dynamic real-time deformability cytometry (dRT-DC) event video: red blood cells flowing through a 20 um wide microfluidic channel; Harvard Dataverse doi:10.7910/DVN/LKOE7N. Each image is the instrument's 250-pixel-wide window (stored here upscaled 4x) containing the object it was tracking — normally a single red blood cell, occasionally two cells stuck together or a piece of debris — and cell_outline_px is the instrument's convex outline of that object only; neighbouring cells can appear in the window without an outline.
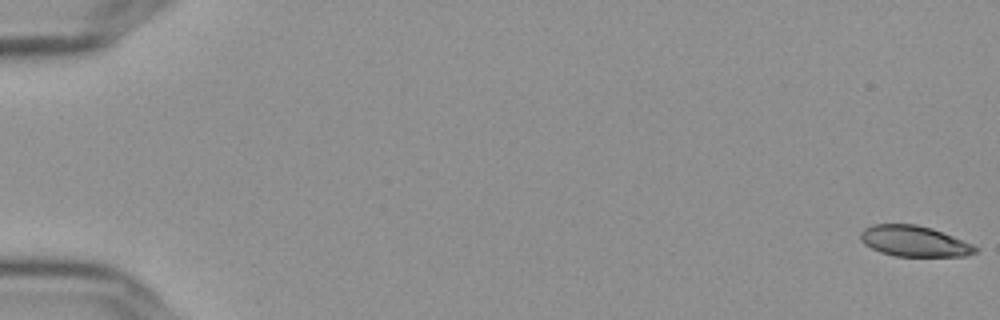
{"species": "Egyptian fruit bat (a non-hibernating species)", "species_latin": "Rousettus aegyptiacus", "temperature_condition": "cold", "stored_images_in_passage": 57, "camera_frame_rate_fps": 3000, "um_per_image_px": 0.085, "frame": {"image": 1, "passage_image": 1, "time_ms": 0.0, "image_size_px": [1000, 320], "cell_outline_px": [[976, 252], [964, 256], [896, 256], [880, 252], [864, 244], [860, 240], [860, 232], [864, 228], [872, 224], [916, 224], [932, 228], [972, 244], [976, 248]], "centroid_in_image_um": [77.65, 20.49], "position_along_channel_um": 7.3, "area_um2": 20.46}}
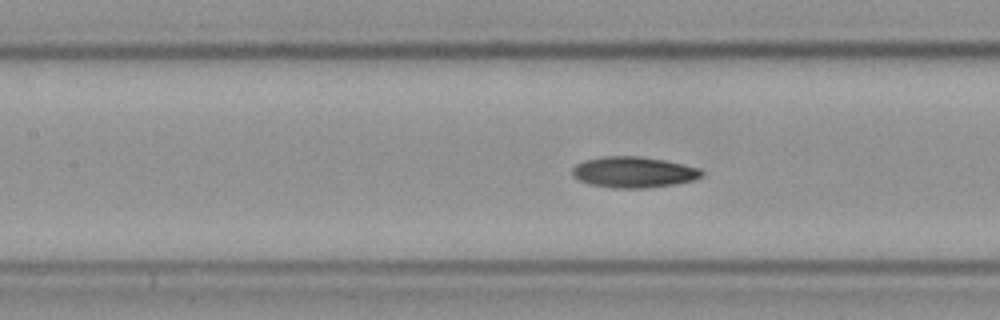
{"frame": {"image": 2, "passage_image": 27, "time_ms": 8.667, "image_size_px": [1000, 320], "cell_outline_px": [[704, 176], [696, 180], [676, 184], [644, 188], [612, 188], [588, 184], [572, 176], [572, 168], [576, 164], [584, 160], [604, 156], [640, 156], [664, 160], [700, 168], [704, 172]], "centroid_in_image_um": [53.87, 14.64], "position_along_channel_um": 153.5, "area_um2": 23.58}}
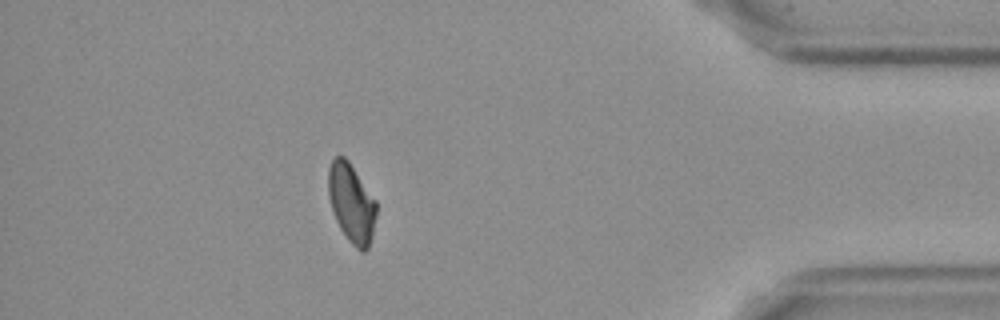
{"frame": {"image": 3, "passage_image": 51, "time_ms": 16.667, "image_size_px": [1000, 320], "cell_outline_px": [[376, 216], [372, 236], [368, 248], [364, 252], [360, 252], [348, 240], [340, 228], [336, 220], [328, 196], [328, 168], [332, 160], [336, 156], [344, 156], [348, 160], [376, 200]], "centroid_in_image_um": [29.87, 17.27], "position_along_channel_um": 405.3, "area_um2": 22.08}, "authors_computed_cell_mechanics": {"area_um2": 22.7154, "velocity_mm_per_s": 3.6403, "shape_relaxation_time_tau1_ms": 5.718, "shape_relaxation_time_tau2_ms": 6.3185, "deformation_change_tau1": 0.1455, "deformation_change_tau2": 0.0922}}